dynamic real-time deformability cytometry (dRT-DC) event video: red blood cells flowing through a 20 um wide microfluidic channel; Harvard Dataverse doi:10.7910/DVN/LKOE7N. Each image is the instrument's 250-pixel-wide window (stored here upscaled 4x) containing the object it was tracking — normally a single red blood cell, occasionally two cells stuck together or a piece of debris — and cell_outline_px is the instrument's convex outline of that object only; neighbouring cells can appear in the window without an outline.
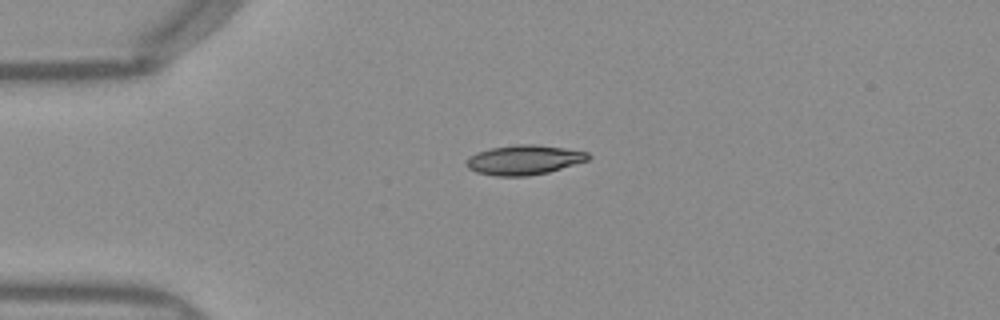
{"species": "Egyptian fruit bat (a non-hibernating species)", "species_latin": "Rousettus aegyptiacus", "temperature_condition": "warm", "stored_images_in_passage": 39, "camera_frame_rate_fps": 3000, "um_per_image_px": 0.085, "frame": {"image": 1, "passage_image": 1, "time_ms": 0.0, "image_size_px": [1000, 320], "cell_outline_px": [[592, 156], [588, 160], [548, 172], [528, 176], [496, 176], [476, 172], [468, 168], [464, 164], [468, 156], [476, 152], [492, 148], [516, 144], [536, 144], [564, 148], [588, 152]], "centroid_in_image_um": [44.52, 13.59], "position_along_channel_um": 40.5, "area_um2": 21.15}}
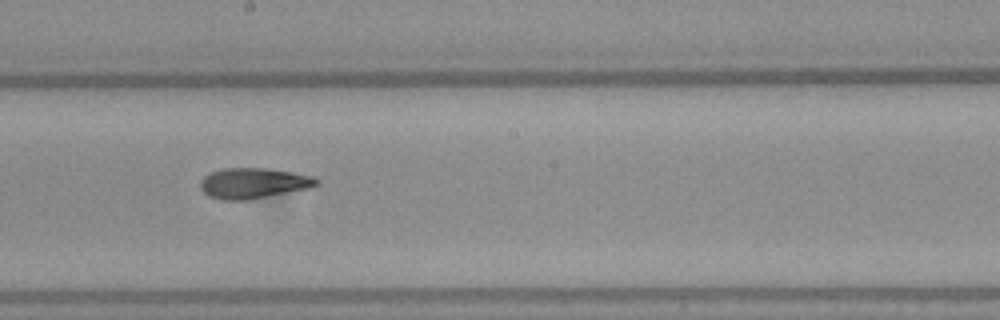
{"frame": {"image": 2, "passage_image": 17, "time_ms": 5.333, "image_size_px": [1000, 320], "cell_outline_px": [[320, 184], [308, 188], [248, 200], [220, 200], [208, 196], [200, 188], [200, 180], [204, 176], [212, 172], [224, 168], [272, 168], [312, 176], [320, 180]], "centroid_in_image_um": [21.53, 15.57], "position_along_channel_um": 226.7, "area_um2": 20.75}}
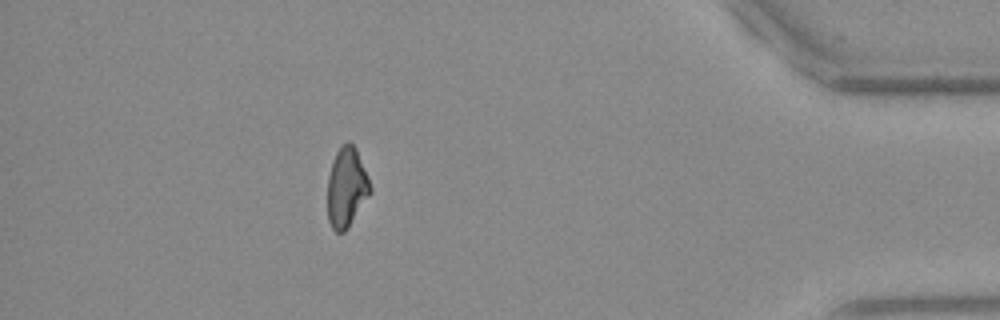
{"frame": {"image": 3, "passage_image": 34, "time_ms": 11.0, "image_size_px": [1000, 320], "cell_outline_px": [[372, 192], [348, 228], [344, 232], [336, 232], [332, 228], [328, 220], [328, 176], [332, 160], [336, 152], [348, 140], [356, 148], [372, 188]], "centroid_in_image_um": [29.46, 15.95], "position_along_channel_um": 405.7, "area_um2": 19.83}, "authors_computed_cell_mechanics": {"area_um2": 20.519, "velocity_mm_per_s": 4.0027, "shape_relaxation_time_tau1_ms": 9.4614, "shape_relaxation_time_tau2_ms": 4.9118, "deformation_change_tau1": 0.2225, "deformation_change_tau2": 0.105}}